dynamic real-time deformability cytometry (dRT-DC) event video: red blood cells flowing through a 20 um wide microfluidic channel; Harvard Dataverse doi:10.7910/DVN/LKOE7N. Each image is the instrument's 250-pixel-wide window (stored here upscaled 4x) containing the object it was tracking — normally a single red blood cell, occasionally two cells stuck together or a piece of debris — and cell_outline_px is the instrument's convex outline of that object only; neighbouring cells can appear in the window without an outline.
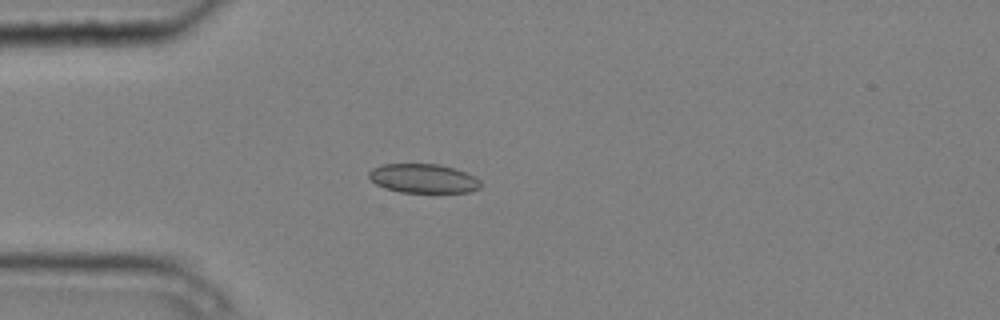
{"species": "common noctule bat (a hibernating species)", "species_latin": "Nyctalus noctula", "temperature_condition": "cold", "stored_images_in_passage": 3, "camera_frame_rate_fps": 3000, "um_per_image_px": 0.085, "animal": {"sex": "male", "body_mass_g": 20.4}, "frame": {"image": 1, "passage_image": 3, "time_ms": 0.667, "image_size_px": [1000, 320], "cell_outline_px": [[480, 188], [468, 192], [400, 192], [384, 188], [376, 184], [368, 176], [368, 172], [372, 168], [384, 164], [440, 164], [468, 172], [476, 176], [480, 180]], "centroid_in_image_um": [36.0, 15.16], "position_along_channel_um": 49.0, "area_um2": 19.07}}